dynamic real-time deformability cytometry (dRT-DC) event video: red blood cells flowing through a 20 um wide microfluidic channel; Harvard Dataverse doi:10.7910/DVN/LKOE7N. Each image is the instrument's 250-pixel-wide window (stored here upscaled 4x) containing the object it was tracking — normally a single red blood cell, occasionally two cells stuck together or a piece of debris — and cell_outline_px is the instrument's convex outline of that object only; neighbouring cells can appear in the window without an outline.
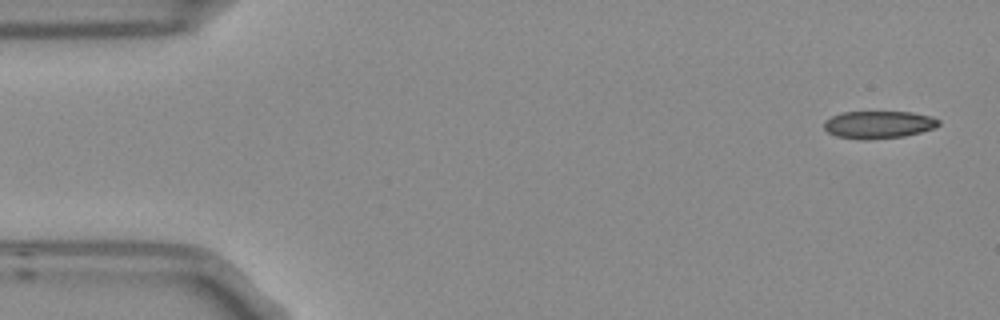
{"species": "Egyptian fruit bat (a non-hibernating species)", "species_latin": "Rousettus aegyptiacus", "temperature_condition": "room temperature", "stored_images_in_passage": 9, "camera_frame_rate_fps": 3000, "um_per_image_px": 0.085, "frame": {"image": 1, "passage_image": 1, "time_ms": 0.0, "image_size_px": [1000, 320], "cell_outline_px": [[940, 124], [936, 128], [904, 136], [836, 136], [828, 132], [824, 128], [824, 120], [840, 112], [912, 112], [932, 116], [940, 120]], "centroid_in_image_um": [74.74, 10.53], "position_along_channel_um": 10.3, "area_um2": 17.51}}
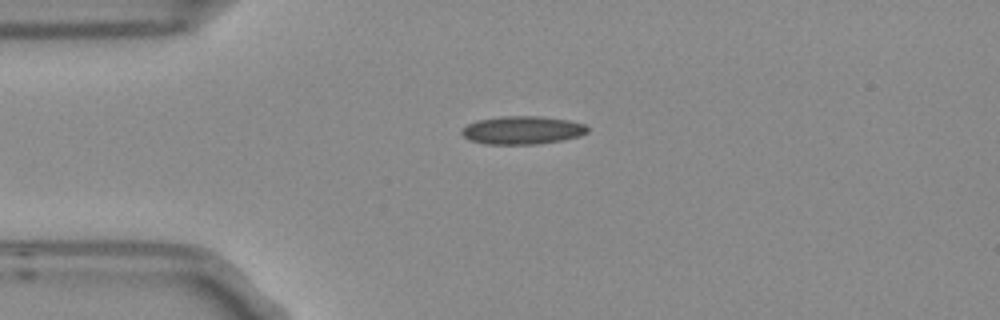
{"frame": {"image": 2, "passage_image": 4, "time_ms": 1.0, "image_size_px": [1000, 320], "cell_outline_px": [[588, 132], [576, 136], [560, 140], [536, 144], [484, 144], [468, 140], [460, 132], [468, 124], [476, 120], [500, 116], [540, 116], [568, 120], [584, 124], [588, 128]], "centroid_in_image_um": [44.35, 11.06], "position_along_channel_um": 40.7, "area_um2": 20.52}}
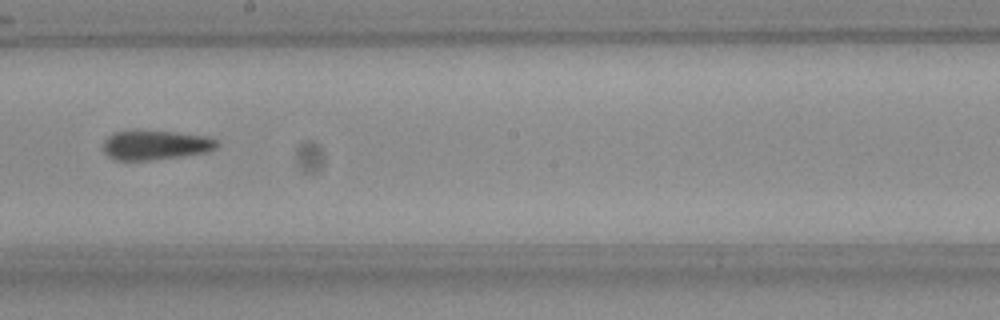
{"frame": {"image": 3, "passage_image": 9, "time_ms": 2.667, "image_size_px": [1000, 320], "cell_outline_px": [[216, 148], [204, 152], [180, 156], [148, 160], [116, 160], [108, 156], [104, 152], [104, 140], [112, 132], [136, 128], [172, 132], [204, 136], [216, 140]], "centroid_in_image_um": [13.11, 12.29], "position_along_channel_um": 235.1, "area_um2": 19.65}}